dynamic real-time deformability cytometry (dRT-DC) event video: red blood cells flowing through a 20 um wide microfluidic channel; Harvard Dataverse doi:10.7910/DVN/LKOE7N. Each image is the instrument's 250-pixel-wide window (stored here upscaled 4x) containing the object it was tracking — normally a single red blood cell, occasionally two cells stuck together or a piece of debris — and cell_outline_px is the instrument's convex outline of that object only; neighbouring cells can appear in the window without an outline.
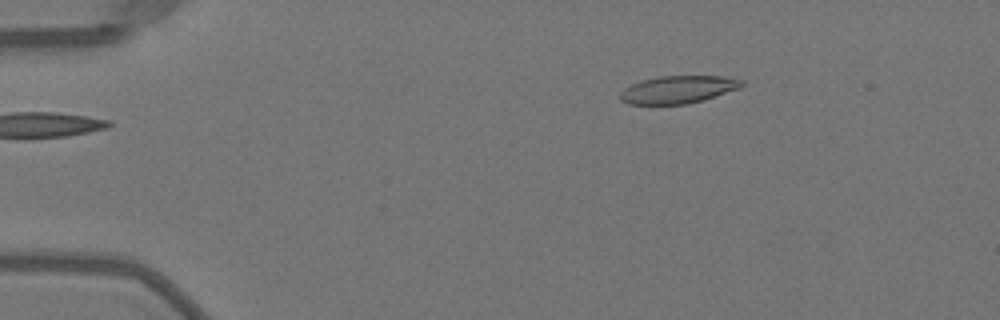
{"species": "Egyptian fruit bat (a non-hibernating species)", "species_latin": "Rousettus aegyptiacus", "temperature_condition": "warm", "stored_images_in_passage": 43, "camera_frame_rate_fps": 3000, "um_per_image_px": 0.085, "animal": {"sex": "female"}, "frame": {"image": 1, "passage_image": 1, "time_ms": 0.0, "image_size_px": [1000, 320], "cell_outline_px": [[744, 84], [740, 88], [704, 100], [688, 104], [628, 104], [620, 100], [620, 92], [624, 88], [640, 80], [660, 76], [724, 76], [744, 80]], "centroid_in_image_um": [57.64, 7.61], "position_along_channel_um": 27.4, "area_um2": 19.71}}
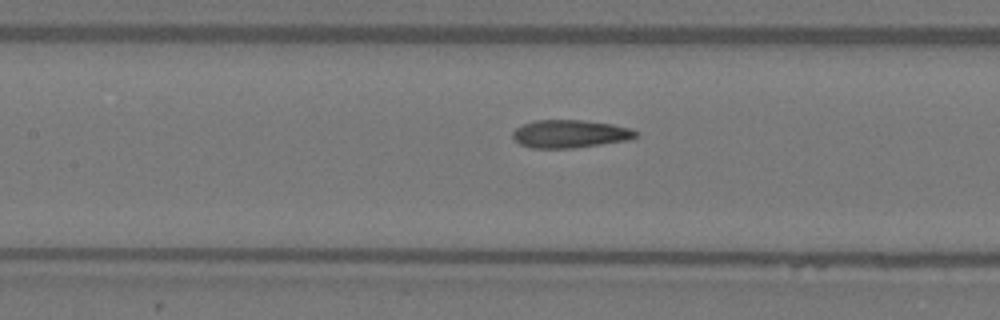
{"frame": {"image": 2, "passage_image": 16, "time_ms": 5.0, "image_size_px": [1000, 320], "cell_outline_px": [[640, 136], [628, 140], [576, 148], [532, 148], [520, 144], [512, 136], [512, 132], [516, 128], [524, 124], [536, 120], [584, 120], [612, 124], [632, 128], [640, 132]], "centroid_in_image_um": [48.51, 11.38], "position_along_channel_um": 158.9, "area_um2": 20.23}}
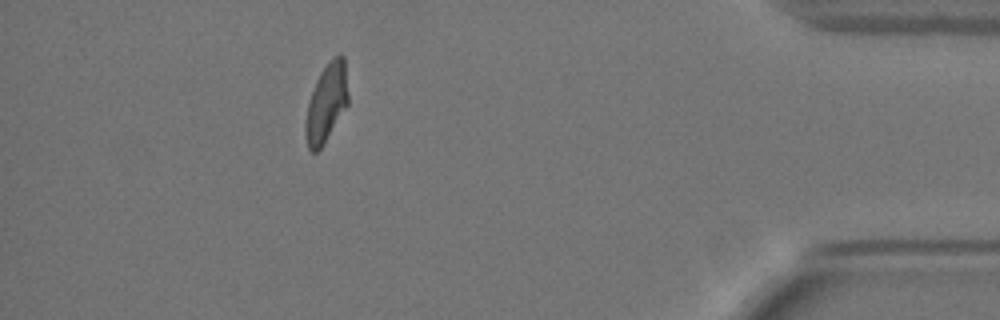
{"frame": {"image": 3, "passage_image": 38, "time_ms": 12.333, "image_size_px": [1000, 320], "cell_outline_px": [[348, 104], [324, 144], [316, 152], [312, 152], [308, 148], [304, 136], [304, 124], [308, 100], [316, 80], [320, 72], [332, 56], [340, 52], [344, 56], [348, 96]], "centroid_in_image_um": [27.72, 8.74], "position_along_channel_um": 407.5, "area_um2": 19.83}, "authors_computed_cell_mechanics": {"area_um2": 19.8254, "velocity_mm_per_s": 4.0502, "shape_relaxation_time_tau1_ms": null, "shape_relaxation_time_tau2_ms": 1.658, "deformation_change_tau1": null, "deformation_change_tau2": 0.0884}}